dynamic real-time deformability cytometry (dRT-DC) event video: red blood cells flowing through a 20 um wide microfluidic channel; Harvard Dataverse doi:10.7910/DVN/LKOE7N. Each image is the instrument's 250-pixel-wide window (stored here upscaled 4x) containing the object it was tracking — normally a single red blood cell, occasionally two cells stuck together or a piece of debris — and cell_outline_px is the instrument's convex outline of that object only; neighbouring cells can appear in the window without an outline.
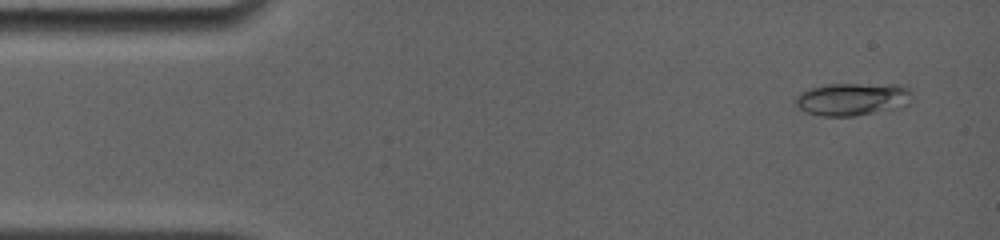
{"species": "common noctule bat (a hibernating species)", "species_latin": "Nyctalus noctula", "temperature_condition": "room temperature", "stored_images_in_passage": 50, "camera_frame_rate_fps": 4000, "um_per_image_px": 0.085, "animal": {"sex": "female", "body_mass_g": 19.0, "forearm_length_mm": 56.7}, "frame": {"image": 1, "passage_image": 4, "time_ms": 0.75, "image_size_px": [1000, 240], "cell_outline_px": [[912, 104], [856, 116], [824, 116], [808, 112], [800, 108], [792, 100], [800, 92], [812, 88], [828, 84], [896, 84], [908, 88], [912, 92]], "centroid_in_image_um": [72.48, 8.42], "position_along_channel_um": 12.5, "area_um2": 22.25}}
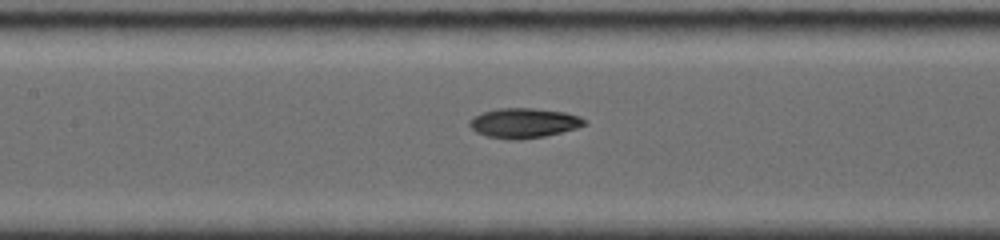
{"frame": {"image": 2, "passage_image": 26, "time_ms": 7.25, "image_size_px": [1000, 240], "cell_outline_px": [[588, 124], [576, 128], [544, 136], [516, 140], [512, 140], [488, 136], [476, 132], [468, 124], [468, 120], [484, 112], [496, 108], [532, 108], [564, 112], [580, 116]], "centroid_in_image_um": [44.52, 10.45], "position_along_channel_um": 162.9, "area_um2": 19.77}}
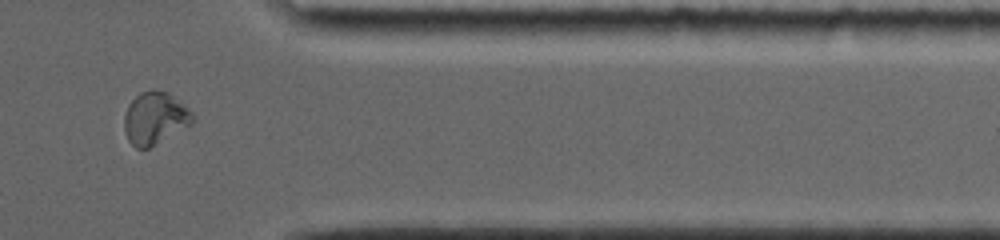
{"frame": {"image": 3, "passage_image": 43, "time_ms": 13.5, "image_size_px": [1000, 240], "cell_outline_px": [[192, 124], [148, 148], [136, 148], [128, 140], [124, 128], [124, 116], [128, 104], [140, 92], [152, 88], [168, 92], [188, 108], [192, 112]], "centroid_in_image_um": [13.14, 10.02], "position_along_channel_um": 398.3, "area_um2": 20.75}, "authors_computed_cell_mechanics": {"area_um2": 19.652, "velocity_mm_per_s": 3.8265, "shape_relaxation_time_tau1_ms": 11.1511, "shape_relaxation_time_tau2_ms": 5.0151, "deformation_change_tau1": 0.2801, "deformation_change_tau2": 0.0784}}